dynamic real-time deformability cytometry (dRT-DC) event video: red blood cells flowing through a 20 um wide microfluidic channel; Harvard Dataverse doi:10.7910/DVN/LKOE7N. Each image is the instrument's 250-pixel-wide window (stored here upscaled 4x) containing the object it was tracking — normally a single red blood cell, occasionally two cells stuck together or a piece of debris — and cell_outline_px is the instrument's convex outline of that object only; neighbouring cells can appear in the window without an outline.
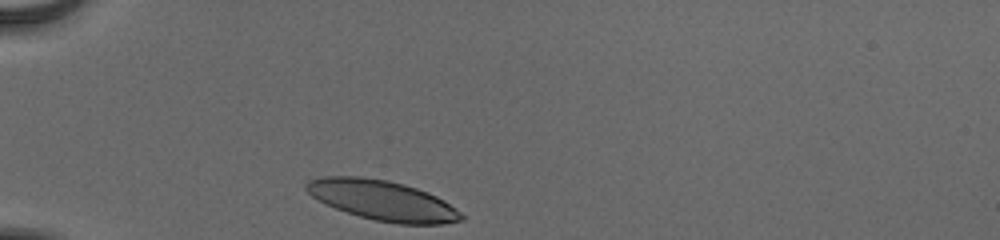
{"species": "human", "species_latin": "Homo sapiens", "temperature_condition": "cold", "stored_images_in_passage": 31, "camera_frame_rate_fps": 3000, "um_per_image_px": 0.085, "donor": {"sex": "male"}, "frame": {"image": 1, "passage_image": 1, "time_ms": 0.0, "image_size_px": [1000, 240], "cell_outline_px": [[464, 220], [440, 224], [396, 224], [376, 220], [360, 216], [324, 204], [312, 196], [304, 188], [304, 184], [308, 180], [324, 176], [360, 176], [388, 180], [404, 184], [428, 192], [444, 200], [456, 208], [464, 216]], "centroid_in_image_um": [32.5, 17.02], "position_along_channel_um": 52.5, "area_um2": 36.18}}
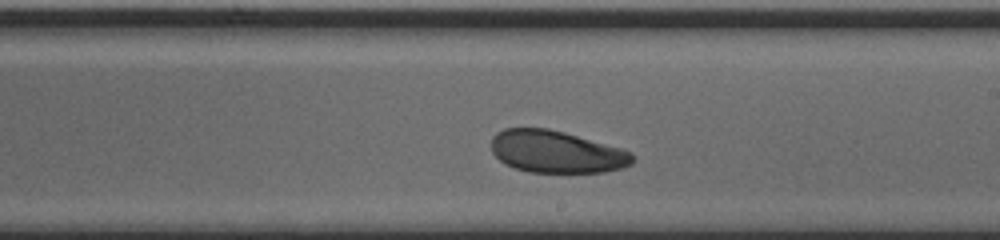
{"frame": {"image": 2, "passage_image": 18, "time_ms": 5.667, "image_size_px": [1000, 240], "cell_outline_px": [[632, 164], [624, 168], [604, 172], [528, 172], [504, 164], [492, 152], [492, 136], [496, 132], [504, 128], [548, 128], [564, 132], [620, 148], [628, 152], [632, 156]], "centroid_in_image_um": [47.25, 12.9], "position_along_channel_um": 241.8, "area_um2": 34.56}}
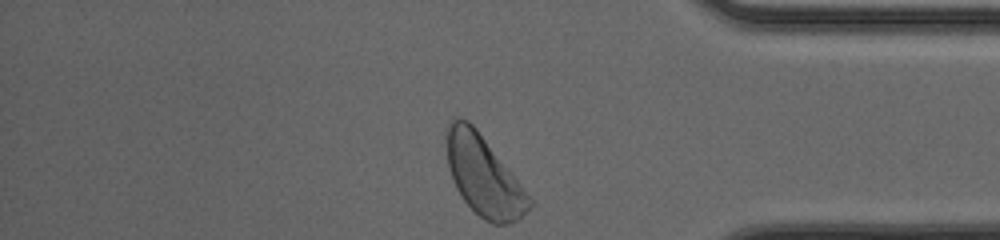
{"frame": {"image": 3, "passage_image": 31, "time_ms": 10.0, "image_size_px": [1000, 240], "cell_outline_px": [[532, 204], [516, 220], [508, 224], [492, 224], [484, 220], [464, 200], [456, 188], [452, 180], [448, 168], [444, 140], [448, 124], [452, 116], [456, 116], [468, 120], [476, 128], [532, 200]], "centroid_in_image_um": [41.02, 14.89], "position_along_channel_um": 394.2, "area_um2": 38.03}, "authors_computed_cell_mechanics": {"area_um2": 35.9516, "velocity_mm_per_s": 3.8227, "shape_relaxation_time_tau1_ms": 2.2438, "shape_relaxation_time_tau2_ms": 4.3805, "deformation_change_tau1": 0.0923, "deformation_change_tau2": 0.1057}}